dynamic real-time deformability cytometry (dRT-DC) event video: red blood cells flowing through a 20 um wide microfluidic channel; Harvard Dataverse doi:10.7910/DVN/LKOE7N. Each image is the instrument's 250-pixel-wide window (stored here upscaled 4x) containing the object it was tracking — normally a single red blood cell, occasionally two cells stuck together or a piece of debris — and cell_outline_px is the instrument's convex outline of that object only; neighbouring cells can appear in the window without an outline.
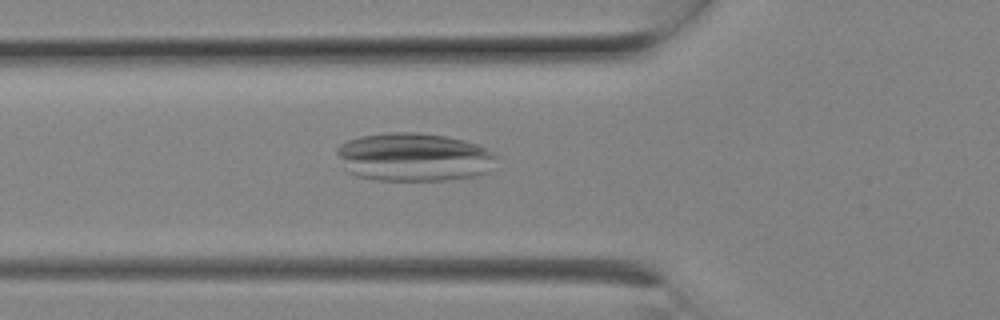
{"species": "Egyptian fruit bat (a non-hibernating species)", "species_latin": "Rousettus aegyptiacus", "temperature_condition": "room temperature", "stored_images_in_passage": 7, "camera_frame_rate_fps": 3000, "um_per_image_px": 0.085, "animal": {"sex": "female"}, "frame": {"image": 1, "passage_image": 7, "time_ms": 2.0, "image_size_px": [1000, 320], "cell_outline_px": [[500, 156], [488, 172], [472, 176], [444, 180], [376, 180], [356, 176], [348, 172], [336, 152], [336, 148], [340, 144], [348, 140], [360, 136], [388, 132], [420, 132], [448, 136], [464, 140], [476, 144]], "centroid_in_image_um": [35.18, 13.34], "position_along_channel_um": 90.6, "area_um2": 45.2}}